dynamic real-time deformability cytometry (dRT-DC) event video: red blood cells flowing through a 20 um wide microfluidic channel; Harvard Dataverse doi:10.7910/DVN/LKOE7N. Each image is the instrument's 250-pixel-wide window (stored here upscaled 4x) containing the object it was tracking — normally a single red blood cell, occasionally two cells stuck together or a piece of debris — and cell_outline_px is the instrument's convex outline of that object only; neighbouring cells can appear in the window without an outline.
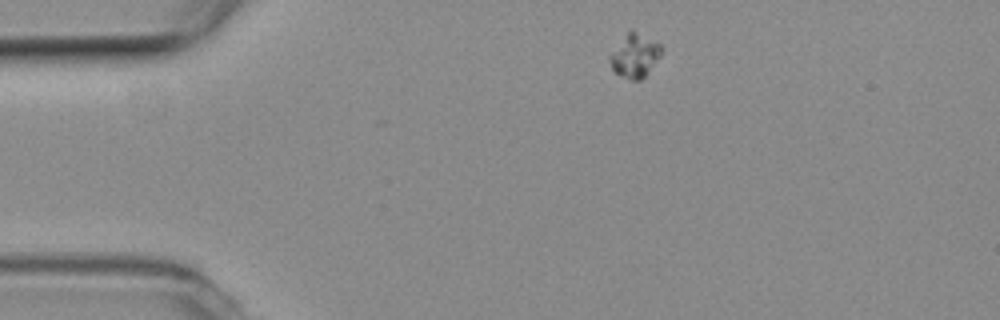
{"species": "common noctule bat (a hibernating species)", "species_latin": "Nyctalus noctula", "temperature_condition": "room temperature", "stored_images_in_passage": 3, "segment_of_instrument_passage": [1, 2], "camera_frame_rate_fps": 3000, "um_per_image_px": 0.085, "animal": {"sex": "female", "body_mass_g": 19.3, "forearm_length_mm": 54.1}, "frame": {"image": 1, "passage_image": 1, "time_ms": 0.0, "image_size_px": [1000, 320], "cell_outline_px": [[664, 52], [648, 72], [640, 80], [632, 80], [620, 76], [612, 68], [608, 60], [608, 56], [628, 32], [632, 28], [660, 44], [664, 48]], "centroid_in_image_um": [53.98, 4.72], "position_along_channel_um": 31.0, "area_um2": 13.12}}